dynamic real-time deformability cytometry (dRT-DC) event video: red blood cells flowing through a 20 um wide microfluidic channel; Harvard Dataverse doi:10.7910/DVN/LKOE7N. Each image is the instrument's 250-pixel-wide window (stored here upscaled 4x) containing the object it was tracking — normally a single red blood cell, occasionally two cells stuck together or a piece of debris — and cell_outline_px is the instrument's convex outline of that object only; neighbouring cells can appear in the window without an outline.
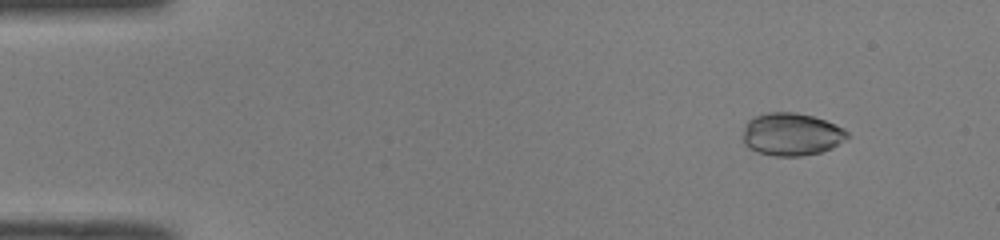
{"species": "common noctule bat (a hibernating species)", "species_latin": "Nyctalus noctula", "temperature_condition": "room temperature", "stored_images_in_passage": 47, "camera_frame_rate_fps": 3000, "um_per_image_px": 0.085, "animal": {"sex": "male", "body_mass_g": 19.0, "forearm_length_mm": 50.8}, "frame": {"image": 1, "passage_image": 5, "time_ms": 1.333, "image_size_px": [1000, 240], "cell_outline_px": [[848, 136], [844, 140], [832, 148], [820, 152], [800, 156], [772, 156], [756, 152], [748, 148], [744, 144], [744, 128], [748, 120], [756, 116], [768, 112], [796, 112], [812, 116], [824, 120], [844, 128], [848, 132]], "centroid_in_image_um": [67.26, 11.42], "position_along_channel_um": 17.7, "area_um2": 25.95}}
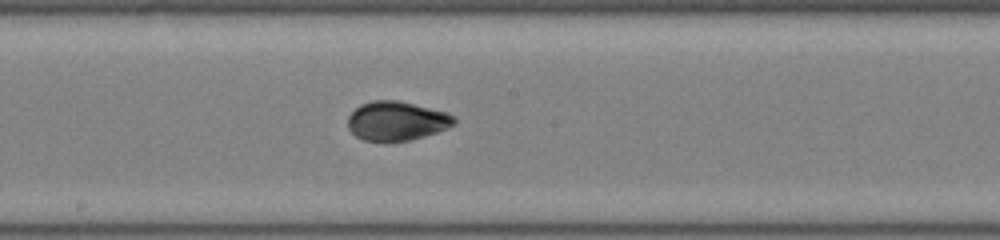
{"frame": {"image": 2, "passage_image": 27, "time_ms": 8.667, "image_size_px": [1000, 240], "cell_outline_px": [[456, 124], [448, 128], [424, 136], [408, 140], [388, 144], [384, 144], [364, 140], [356, 136], [348, 128], [348, 116], [360, 104], [372, 100], [396, 100], [444, 112], [456, 116]], "centroid_in_image_um": [33.68, 10.32], "position_along_channel_um": 214.5, "area_um2": 24.57}}
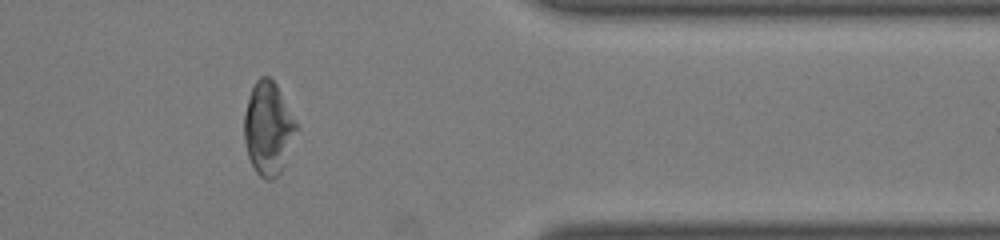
{"frame": {"image": 3, "passage_image": 41, "time_ms": 13.333, "image_size_px": [1000, 240], "cell_outline_px": [[296, 128], [284, 164], [280, 172], [272, 180], [264, 180], [256, 172], [248, 156], [244, 140], [244, 112], [252, 88], [256, 80], [260, 76], [268, 76], [276, 84], [296, 124]], "centroid_in_image_um": [22.75, 10.92], "position_along_channel_um": 388.7, "area_um2": 27.51}}